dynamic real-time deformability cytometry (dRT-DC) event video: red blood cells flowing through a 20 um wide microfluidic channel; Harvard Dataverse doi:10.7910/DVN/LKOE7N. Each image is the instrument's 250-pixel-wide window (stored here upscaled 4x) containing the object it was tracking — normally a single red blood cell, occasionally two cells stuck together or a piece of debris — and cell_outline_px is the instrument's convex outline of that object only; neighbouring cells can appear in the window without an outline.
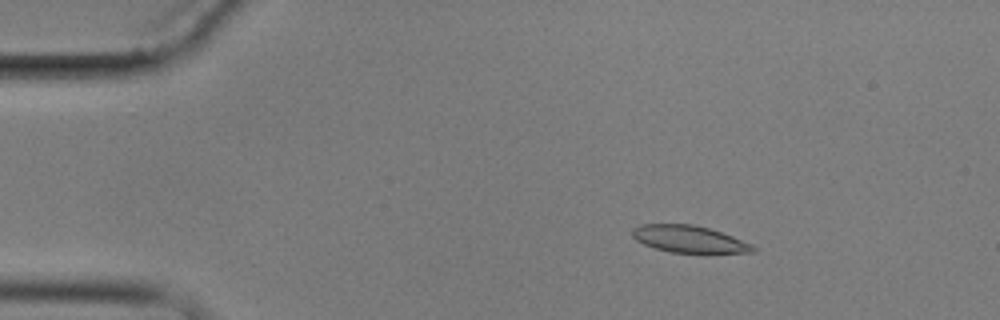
{"species": "common noctule bat (a hibernating species)", "species_latin": "Nyctalus noctula", "temperature_condition": "cold", "stored_images_in_passage": 5, "camera_frame_rate_fps": 3000, "um_per_image_px": 0.085, "animal": {"sex": "male", "body_mass_g": 17.9}, "frame": {"image": 1, "passage_image": 3, "time_ms": 2.333, "image_size_px": [1000, 320], "cell_outline_px": [[756, 252], [708, 256], [704, 256], [672, 252], [656, 248], [644, 244], [636, 240], [632, 236], [632, 228], [640, 224], [692, 224], [708, 228], [732, 236], [752, 244], [756, 248]], "centroid_in_image_um": [58.66, 20.38], "position_along_channel_um": 26.3, "area_um2": 19.94}}